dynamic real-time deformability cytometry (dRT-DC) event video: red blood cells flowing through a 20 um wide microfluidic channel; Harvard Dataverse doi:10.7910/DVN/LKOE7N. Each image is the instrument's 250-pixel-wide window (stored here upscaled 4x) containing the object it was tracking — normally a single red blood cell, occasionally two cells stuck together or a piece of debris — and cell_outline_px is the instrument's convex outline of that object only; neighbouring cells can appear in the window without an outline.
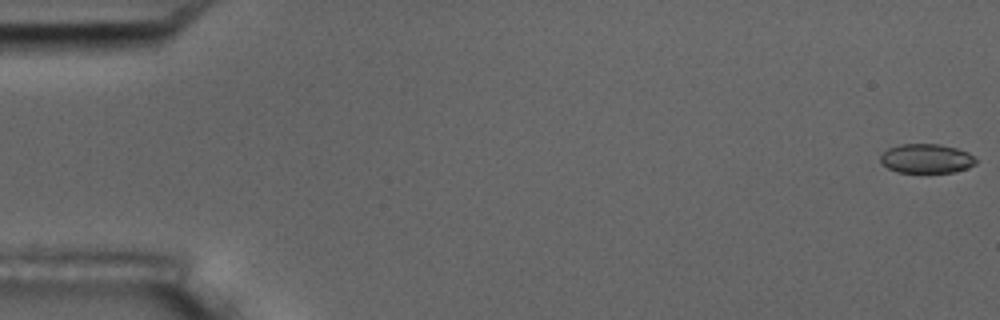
{"species": "common noctule bat (a hibernating species)", "species_latin": "Nyctalus noctula", "temperature_condition": "room temperature", "stored_images_in_passage": 8, "camera_frame_rate_fps": 3000, "um_per_image_px": 0.085, "animal": {"sex": "male", "body_mass_g": 17.5, "forearm_length_mm": 52.3}, "frame": {"image": 1, "passage_image": 1, "time_ms": 0.0, "image_size_px": [1000, 320], "cell_outline_px": [[976, 164], [968, 168], [952, 172], [896, 172], [888, 168], [880, 160], [880, 156], [888, 148], [900, 144], [940, 144], [956, 148], [968, 152], [976, 160]], "centroid_in_image_um": [78.75, 13.47], "position_along_channel_um": 6.3, "area_um2": 16.18}}
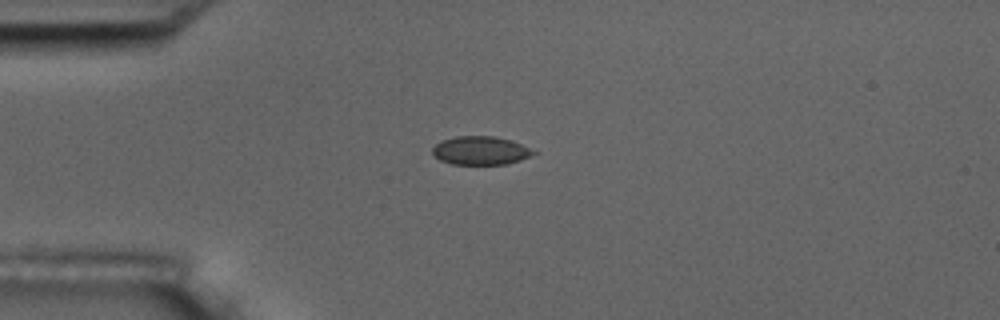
{"frame": {"image": 2, "passage_image": 5, "time_ms": 1.333, "image_size_px": [1000, 320], "cell_outline_px": [[540, 152], [520, 160], [508, 164], [452, 164], [440, 160], [432, 152], [432, 148], [436, 144], [444, 140], [456, 136], [492, 136], [512, 140]], "centroid_in_image_um": [40.9, 12.8], "position_along_channel_um": 44.1, "area_um2": 16.76}}